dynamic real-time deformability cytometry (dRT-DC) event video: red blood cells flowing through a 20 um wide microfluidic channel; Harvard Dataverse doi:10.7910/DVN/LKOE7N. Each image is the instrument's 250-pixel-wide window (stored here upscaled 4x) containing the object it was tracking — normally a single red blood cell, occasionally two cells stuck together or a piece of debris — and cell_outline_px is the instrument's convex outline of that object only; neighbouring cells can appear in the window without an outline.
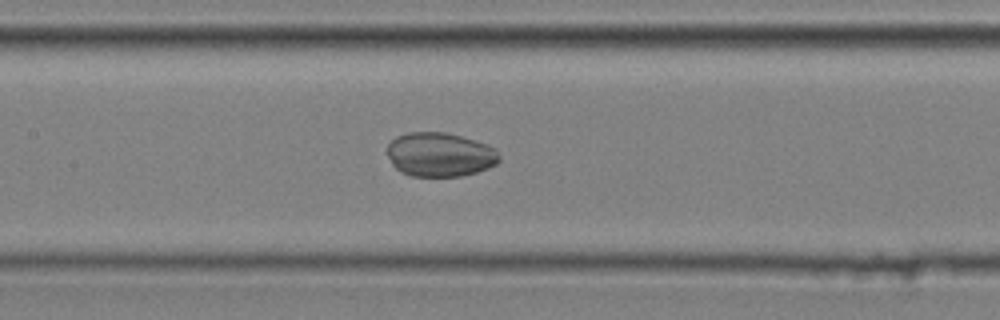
{"species": "common noctule bat (a hibernating species)", "species_latin": "Nyctalus noctula", "temperature_condition": "cold", "stored_images_in_passage": 45, "camera_frame_rate_fps": 3000, "um_per_image_px": 0.085, "animal": {"sex": "male", "body_mass_g": 20.4}, "frame": {"image": 1, "passage_image": 25, "time_ms": 8.0, "image_size_px": [1000, 320], "cell_outline_px": [[500, 160], [496, 164], [488, 168], [476, 172], [460, 176], [412, 176], [400, 172], [392, 164], [388, 156], [388, 144], [396, 136], [408, 132], [444, 132], [460, 136], [496, 148], [500, 156]], "centroid_in_image_um": [37.38, 13.14], "position_along_channel_um": 170.0, "area_um2": 28.73}}
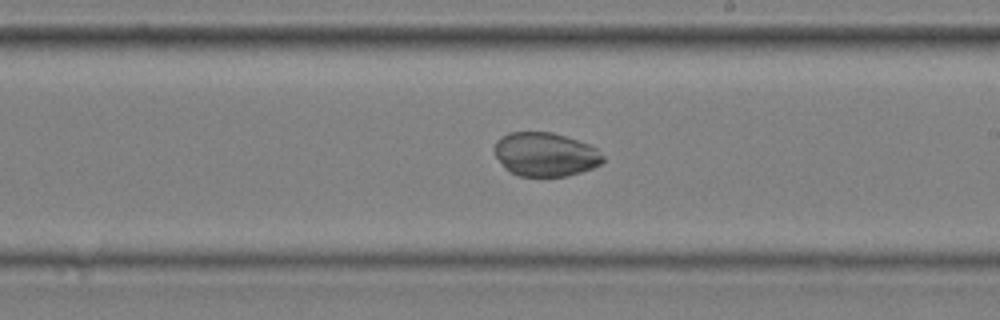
{"frame": {"image": 2, "passage_image": 31, "time_ms": 10.0, "image_size_px": [1000, 320], "cell_outline_px": [[604, 160], [600, 164], [592, 168], [568, 176], [520, 176], [504, 168], [496, 156], [492, 148], [496, 140], [500, 136], [508, 132], [552, 132], [588, 144], [596, 148], [604, 156]], "centroid_in_image_um": [46.31, 13.12], "position_along_channel_um": 242.7, "area_um2": 27.8}}
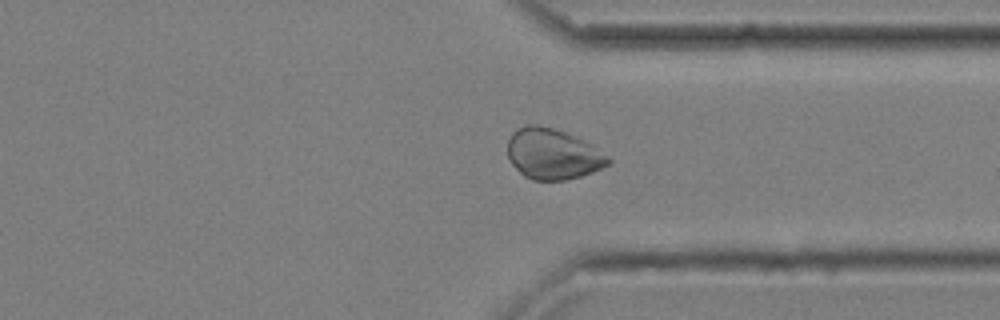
{"frame": {"image": 3, "passage_image": 41, "time_ms": 13.333, "image_size_px": [1000, 320], "cell_outline_px": [[612, 160], [608, 164], [592, 172], [580, 176], [564, 180], [532, 180], [524, 176], [512, 164], [508, 156], [508, 140], [512, 132], [516, 128], [524, 124], [540, 124], [564, 132], [592, 144], [608, 156]], "centroid_in_image_um": [46.96, 13.07], "position_along_channel_um": 364.4, "area_um2": 29.71}}